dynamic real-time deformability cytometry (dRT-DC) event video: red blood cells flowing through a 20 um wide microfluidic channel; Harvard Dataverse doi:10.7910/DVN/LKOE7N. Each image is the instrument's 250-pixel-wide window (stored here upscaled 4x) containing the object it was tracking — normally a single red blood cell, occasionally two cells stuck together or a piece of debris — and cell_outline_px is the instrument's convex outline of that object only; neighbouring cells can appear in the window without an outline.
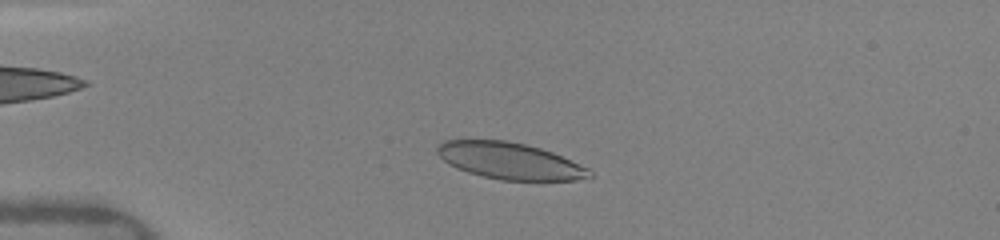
{"species": "human", "species_latin": "Homo sapiens", "temperature_condition": "warm", "stored_images_in_passage": 36, "camera_frame_rate_fps": 3000, "um_per_image_px": 0.085, "donor": {"sex": "female"}, "frame": {"image": 1, "passage_image": 2, "time_ms": 0.333, "image_size_px": [1000, 240], "cell_outline_px": [[596, 176], [576, 180], [500, 180], [468, 172], [456, 168], [448, 164], [436, 152], [436, 148], [444, 140], [504, 140], [528, 144], [552, 152], [588, 168]], "centroid_in_image_um": [43.34, 13.67], "position_along_channel_um": 41.7, "area_um2": 32.43}}
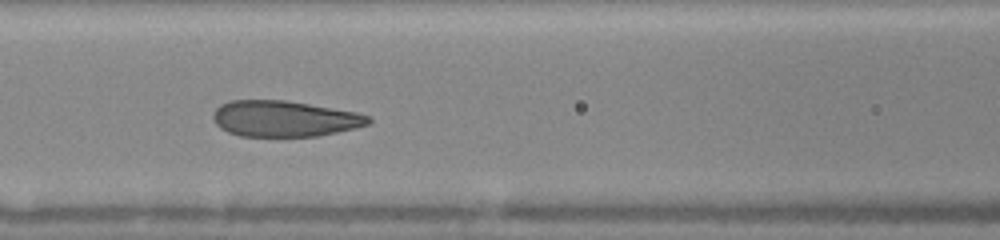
{"frame": {"image": 2, "passage_image": 12, "time_ms": 3.667, "image_size_px": [1000, 240], "cell_outline_px": [[372, 120], [368, 124], [356, 128], [316, 136], [240, 136], [228, 132], [220, 128], [216, 124], [212, 116], [216, 108], [220, 104], [232, 100], [284, 100], [356, 112], [368, 116]], "centroid_in_image_um": [24.14, 10.09], "position_along_channel_um": 142.5, "area_um2": 32.37}}
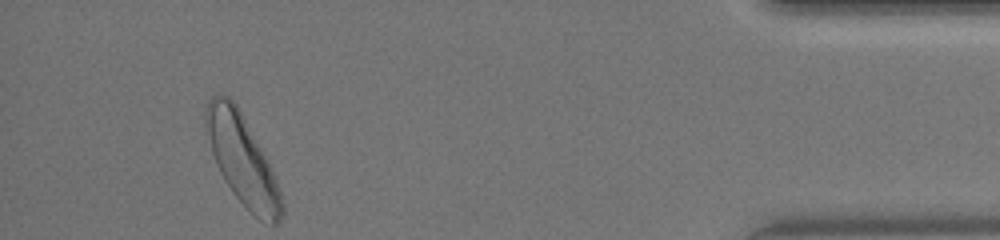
{"frame": {"image": 3, "passage_image": 36, "time_ms": 11.667, "image_size_px": [1000, 240], "cell_outline_px": [[284, 212], [280, 220], [276, 224], [272, 224], [260, 220], [232, 192], [224, 180], [216, 164], [212, 152], [204, 120], [204, 112], [208, 100], [212, 96], [228, 96], [236, 104], [264, 152], [268, 160], [276, 180], [284, 204]], "centroid_in_image_um": [20.6, 13.59], "position_along_channel_um": 414.6, "area_um2": 39.07}, "authors_computed_cell_mechanics": {"area_um2": 33.6107, "velocity_mm_per_s": 4.0765, "shape_relaxation_time_tau1_ms": 2.1848, "shape_relaxation_time_tau2_ms": 0.5419, "deformation_change_tau1": 0.1287, "deformation_change_tau2": 0.0732}}